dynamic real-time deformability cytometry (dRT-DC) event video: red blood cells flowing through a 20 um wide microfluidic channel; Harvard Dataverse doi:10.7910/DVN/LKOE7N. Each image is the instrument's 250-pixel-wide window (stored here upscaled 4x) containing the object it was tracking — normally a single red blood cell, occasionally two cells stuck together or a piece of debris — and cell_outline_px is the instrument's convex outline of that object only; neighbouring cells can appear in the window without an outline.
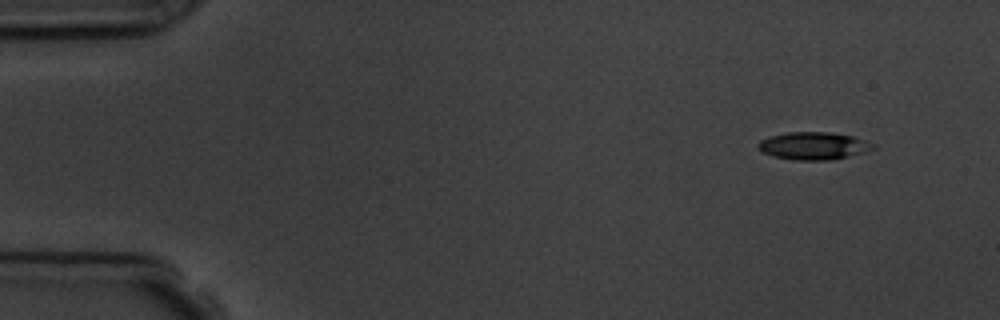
{"species": "common noctule bat (a hibernating species)", "species_latin": "Nyctalus noctula", "temperature_condition": "room temperature", "stored_images_in_passage": 4, "camera_frame_rate_fps": 3000, "um_per_image_px": 0.085, "animal": {"sex": "male", "body_mass_g": 19.5, "forearm_length_mm": 54.6}, "frame": {"image": 1, "passage_image": 1, "time_ms": 0.0, "image_size_px": [1000, 320], "cell_outline_px": [[876, 148], [864, 152], [832, 160], [792, 160], [772, 156], [764, 152], [760, 148], [760, 140], [768, 136], [788, 132], [828, 132], [852, 136], [876, 144]], "centroid_in_image_um": [69.17, 12.4], "position_along_channel_um": 15.8, "area_um2": 18.38}}
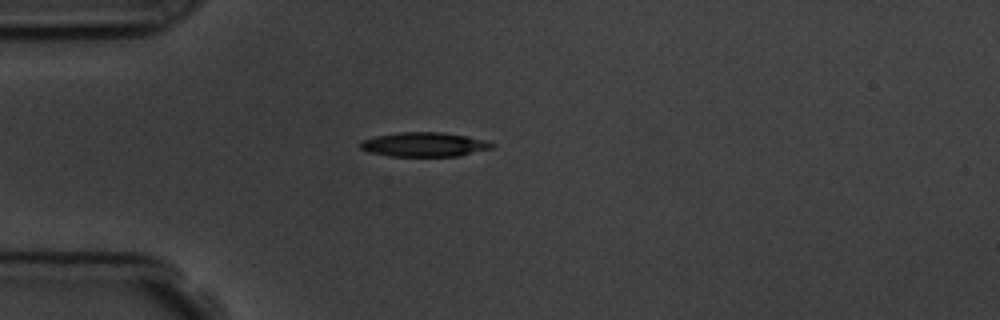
{"frame": {"image": 2, "passage_image": 4, "time_ms": 3.333, "image_size_px": [1000, 320], "cell_outline_px": [[496, 144], [492, 148], [460, 156], [388, 156], [368, 152], [360, 148], [360, 140], [376, 136], [400, 132], [444, 132], [468, 136], [484, 140]], "centroid_in_image_um": [36.05, 12.28], "position_along_channel_um": 48.9, "area_um2": 18.79}}